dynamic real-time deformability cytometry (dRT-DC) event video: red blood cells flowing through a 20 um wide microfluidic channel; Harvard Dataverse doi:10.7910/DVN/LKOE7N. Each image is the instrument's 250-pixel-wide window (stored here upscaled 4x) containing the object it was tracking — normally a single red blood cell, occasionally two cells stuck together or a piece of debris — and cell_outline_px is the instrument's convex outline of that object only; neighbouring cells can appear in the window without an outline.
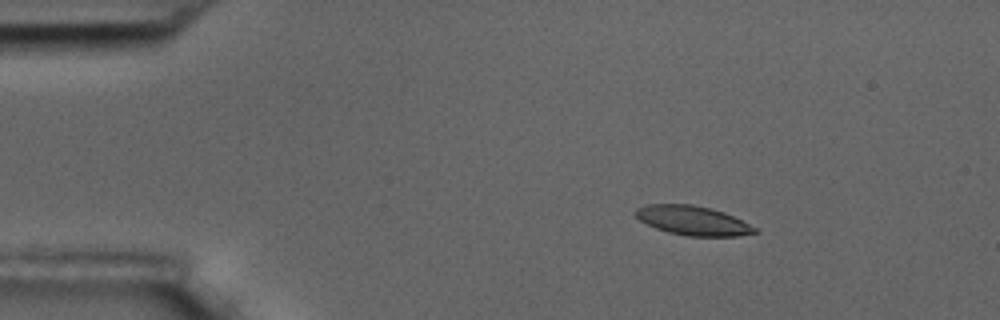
{"species": "common noctule bat (a hibernating species)", "species_latin": "Nyctalus noctula", "temperature_condition": "room temperature", "stored_images_in_passage": 4, "camera_frame_rate_fps": 3000, "um_per_image_px": 0.085, "animal": {"sex": "male", "body_mass_g": 17.5, "forearm_length_mm": 52.3}, "frame": {"image": 1, "passage_image": 2, "time_ms": 1.0, "image_size_px": [1000, 320], "cell_outline_px": [[760, 232], [736, 236], [688, 236], [668, 232], [656, 228], [640, 220], [632, 212], [636, 208], [644, 204], [692, 204], [724, 212], [756, 228]], "centroid_in_image_um": [58.84, 18.74], "position_along_channel_um": 26.2, "area_um2": 20.23}}